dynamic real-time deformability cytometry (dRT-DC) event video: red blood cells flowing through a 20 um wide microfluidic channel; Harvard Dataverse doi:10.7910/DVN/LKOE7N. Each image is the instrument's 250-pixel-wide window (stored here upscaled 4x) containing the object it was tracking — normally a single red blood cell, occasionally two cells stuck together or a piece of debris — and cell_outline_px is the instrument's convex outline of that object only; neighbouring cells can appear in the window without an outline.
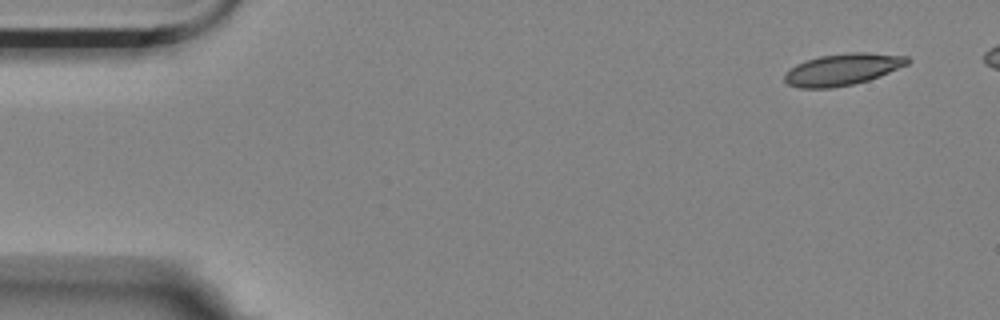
{"species": "Egyptian fruit bat (a non-hibernating species)", "species_latin": "Rousettus aegyptiacus", "temperature_condition": "room temperature", "stored_images_in_passage": 8, "camera_frame_rate_fps": 3000, "um_per_image_px": 0.085, "animal": {"sex": "female"}, "frame": {"image": 1, "passage_image": 1, "time_ms": 0.0, "image_size_px": [1000, 320], "cell_outline_px": [[912, 60], [908, 64], [880, 76], [868, 80], [852, 84], [832, 88], [800, 88], [788, 84], [784, 80], [784, 76], [796, 64], [804, 60], [820, 56], [848, 52], [868, 52], [908, 56]], "centroid_in_image_um": [71.65, 5.89], "position_along_channel_um": 13.4, "area_um2": 22.72}}
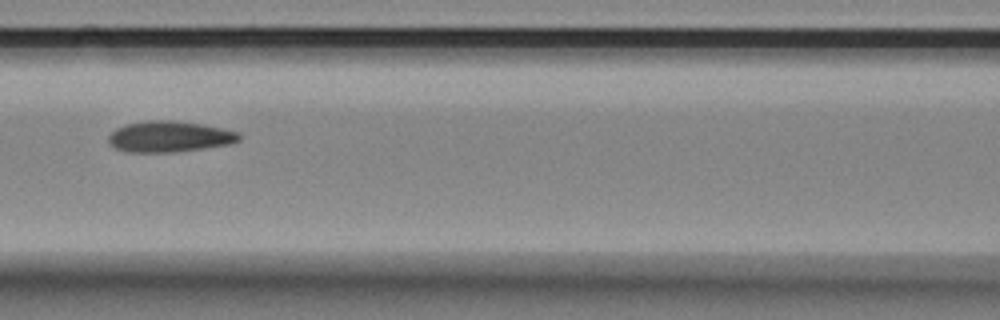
{"frame": {"image": 2, "passage_image": 7, "time_ms": 2.0, "image_size_px": [1000, 320], "cell_outline_px": [[240, 140], [228, 144], [204, 148], [172, 152], [124, 152], [116, 148], [108, 140], [108, 136], [116, 128], [128, 124], [148, 120], [172, 120], [200, 124], [240, 132]], "centroid_in_image_um": [14.39, 11.61], "position_along_channel_um": 152.2, "area_um2": 23.35}}
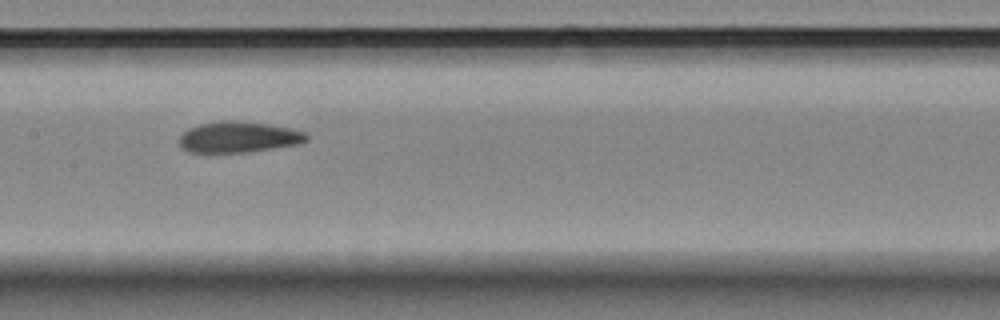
{"frame": {"image": 3, "passage_image": 8, "time_ms": 2.333, "image_size_px": [1000, 320], "cell_outline_px": [[308, 140], [300, 144], [248, 152], [188, 152], [180, 148], [176, 140], [188, 128], [200, 124], [220, 120], [236, 120], [268, 124], [308, 132]], "centroid_in_image_um": [20.25, 11.65], "position_along_channel_um": 187.1, "area_um2": 23.29}}